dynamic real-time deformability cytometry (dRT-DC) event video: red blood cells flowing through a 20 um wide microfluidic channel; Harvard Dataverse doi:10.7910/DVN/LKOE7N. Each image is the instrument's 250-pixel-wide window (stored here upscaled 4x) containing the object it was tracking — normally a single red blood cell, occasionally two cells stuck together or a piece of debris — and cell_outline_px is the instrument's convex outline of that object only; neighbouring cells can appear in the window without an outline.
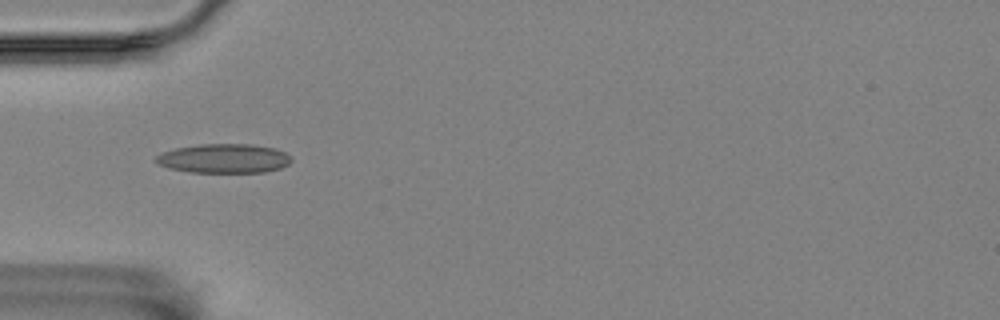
{"species": "Egyptian fruit bat (a non-hibernating species)", "species_latin": "Rousettus aegyptiacus", "temperature_condition": "room temperature", "stored_images_in_passage": 7, "camera_frame_rate_fps": 3000, "um_per_image_px": 0.085, "animal": {"sex": "female"}, "frame": {"image": 1, "passage_image": 5, "time_ms": 1.333, "image_size_px": [1000, 320], "cell_outline_px": [[292, 160], [288, 164], [280, 168], [264, 172], [192, 172], [168, 168], [156, 164], [152, 160], [160, 152], [176, 148], [200, 144], [252, 144], [276, 148], [284, 152]], "centroid_in_image_um": [18.98, 13.46], "position_along_channel_um": 66.0, "area_um2": 23.18}}
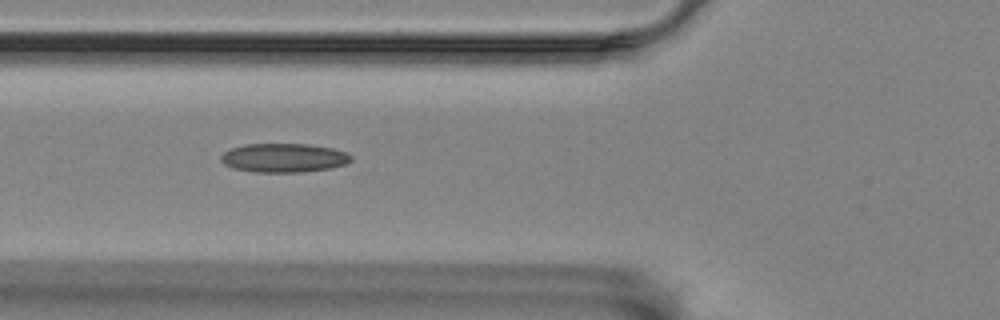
{"frame": {"image": 2, "passage_image": 6, "time_ms": 1.667, "image_size_px": [1000, 320], "cell_outline_px": [[352, 160], [344, 164], [328, 168], [300, 172], [256, 172], [232, 168], [224, 164], [220, 160], [220, 156], [224, 152], [232, 148], [248, 144], [308, 144], [332, 148], [344, 152], [352, 156]], "centroid_in_image_um": [24.09, 13.41], "position_along_channel_um": 101.7, "area_um2": 21.73}}
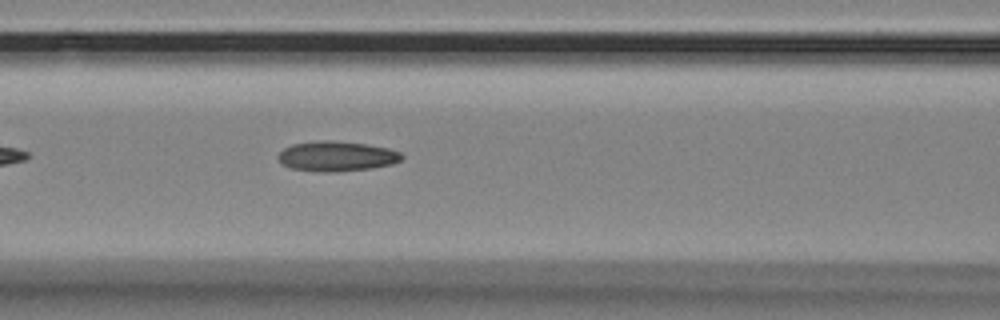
{"frame": {"image": 3, "passage_image": 7, "time_ms": 2.0, "image_size_px": [1000, 320], "cell_outline_px": [[404, 156], [400, 160], [392, 164], [372, 168], [336, 172], [324, 172], [292, 168], [284, 164], [280, 160], [280, 152], [284, 148], [292, 144], [316, 140], [336, 140], [364, 144], [388, 148], [400, 152]], "centroid_in_image_um": [28.65, 13.27], "position_along_channel_um": 138.0, "area_um2": 21.5}}